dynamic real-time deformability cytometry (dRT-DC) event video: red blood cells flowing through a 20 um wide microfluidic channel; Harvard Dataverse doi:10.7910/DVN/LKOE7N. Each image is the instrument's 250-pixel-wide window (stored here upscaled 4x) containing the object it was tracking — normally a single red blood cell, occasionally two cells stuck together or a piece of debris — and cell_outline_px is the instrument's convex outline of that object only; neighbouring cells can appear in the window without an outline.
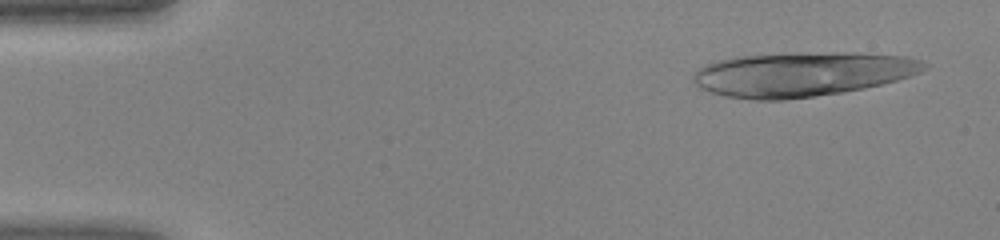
{"species": "human", "species_latin": "Homo sapiens", "temperature_condition": "warm", "stored_images_in_passage": 14, "camera_frame_rate_fps": 3000, "um_per_image_px": 0.085, "donor": {"sex": "female"}, "frame": {"image": 1, "passage_image": 2, "time_ms": 0.333, "image_size_px": [1000, 240], "cell_outline_px": [[928, 68], [920, 72], [896, 80], [864, 88], [816, 96], [784, 100], [756, 100], [724, 96], [700, 88], [692, 80], [692, 76], [704, 64], [716, 60], [736, 56], [784, 52], [852, 52], [908, 56], [920, 60], [928, 64]], "centroid_in_image_um": [68.16, 6.28], "position_along_channel_um": 16.8, "area_um2": 60.34}}